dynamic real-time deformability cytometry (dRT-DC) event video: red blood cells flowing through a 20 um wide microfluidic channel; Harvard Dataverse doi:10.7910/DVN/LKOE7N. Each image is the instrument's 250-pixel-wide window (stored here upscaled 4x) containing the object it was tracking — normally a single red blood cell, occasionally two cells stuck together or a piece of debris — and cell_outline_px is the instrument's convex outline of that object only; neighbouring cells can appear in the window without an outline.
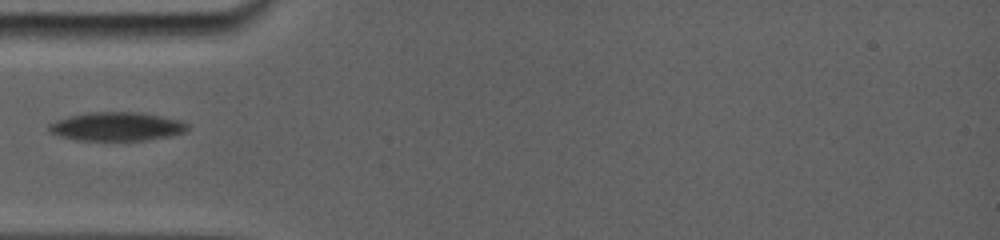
{"species": "common noctule bat (a hibernating species)", "species_latin": "Nyctalus noctula", "temperature_condition": "room temperature", "stored_images_in_passage": 3, "camera_frame_rate_fps": 5000, "um_per_image_px": 0.085, "animal": {"sex": "female", "body_mass_g": 19.0, "forearm_length_mm": 56.7}, "frame": {"image": 1, "passage_image": 1, "time_ms": 0.0, "image_size_px": [1000, 240], "cell_outline_px": [[184, 128], [180, 132], [164, 136], [140, 140], [80, 140], [64, 136], [52, 132], [48, 128], [56, 120], [68, 116], [92, 112], [136, 112], [160, 116], [180, 120], [184, 124]], "centroid_in_image_um": [9.84, 10.73], "position_along_channel_um": 75.2, "area_um2": 22.08}}